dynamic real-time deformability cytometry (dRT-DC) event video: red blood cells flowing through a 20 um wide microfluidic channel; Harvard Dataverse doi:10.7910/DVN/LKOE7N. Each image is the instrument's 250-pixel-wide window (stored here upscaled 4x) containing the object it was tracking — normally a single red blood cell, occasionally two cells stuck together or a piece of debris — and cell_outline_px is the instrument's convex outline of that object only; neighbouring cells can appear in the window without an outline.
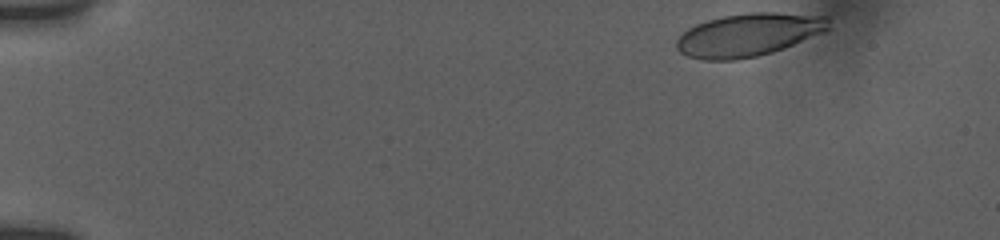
{"species": "human", "species_latin": "Homo sapiens", "temperature_condition": "room temperature", "stored_images_in_passage": 45, "camera_frame_rate_fps": 3000, "um_per_image_px": 0.085, "donor": {"sex": "female"}, "frame": {"image": 1, "passage_image": 1, "time_ms": 0.0, "image_size_px": [1000, 240], "cell_outline_px": [[828, 28], [824, 32], [772, 52], [756, 56], [736, 60], [704, 60], [688, 56], [680, 52], [676, 48], [676, 40], [688, 28], [696, 24], [708, 20], [724, 16], [748, 12], [776, 12], [828, 16]], "centroid_in_image_um": [63.6, 2.95], "position_along_channel_um": 21.4, "area_um2": 37.86}}
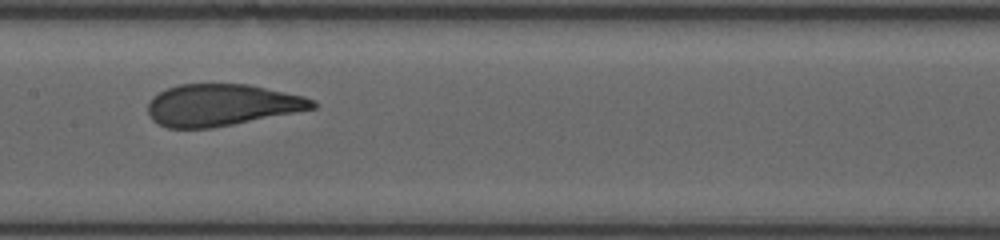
{"frame": {"image": 2, "passage_image": 25, "time_ms": 7.667, "image_size_px": [1000, 240], "cell_outline_px": [[320, 104], [316, 108], [296, 112], [212, 128], [168, 128], [152, 120], [148, 112], [148, 104], [152, 96], [168, 88], [180, 84], [248, 84], [304, 96], [316, 100]], "centroid_in_image_um": [18.86, 8.92], "position_along_channel_um": 188.5, "area_um2": 40.06}}
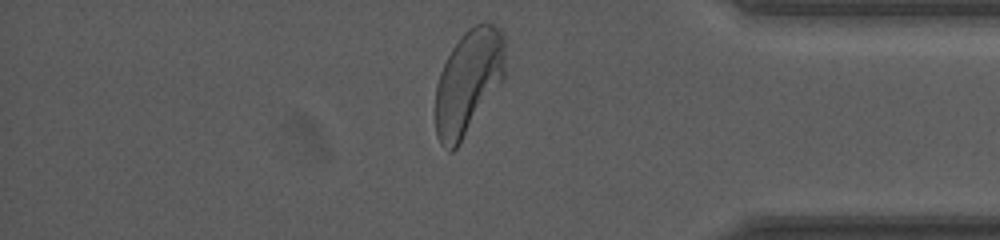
{"frame": {"image": 3, "passage_image": 45, "time_ms": 13.667, "image_size_px": [1000, 240], "cell_outline_px": [[504, 80], [456, 148], [452, 152], [448, 152], [440, 144], [436, 136], [436, 84], [440, 72], [452, 48], [460, 36], [468, 28], [484, 20], [500, 28], [504, 40]], "centroid_in_image_um": [39.81, 6.95], "position_along_channel_um": 395.4, "area_um2": 42.6}, "authors_computed_cell_mechanics": {"area_um2": 40.749, "velocity_mm_per_s": 3.7558, "shape_relaxation_time_tau1_ms": 4.0369, "shape_relaxation_time_tau2_ms": null, "deformation_change_tau1": 0.1649, "deformation_change_tau2": null}}